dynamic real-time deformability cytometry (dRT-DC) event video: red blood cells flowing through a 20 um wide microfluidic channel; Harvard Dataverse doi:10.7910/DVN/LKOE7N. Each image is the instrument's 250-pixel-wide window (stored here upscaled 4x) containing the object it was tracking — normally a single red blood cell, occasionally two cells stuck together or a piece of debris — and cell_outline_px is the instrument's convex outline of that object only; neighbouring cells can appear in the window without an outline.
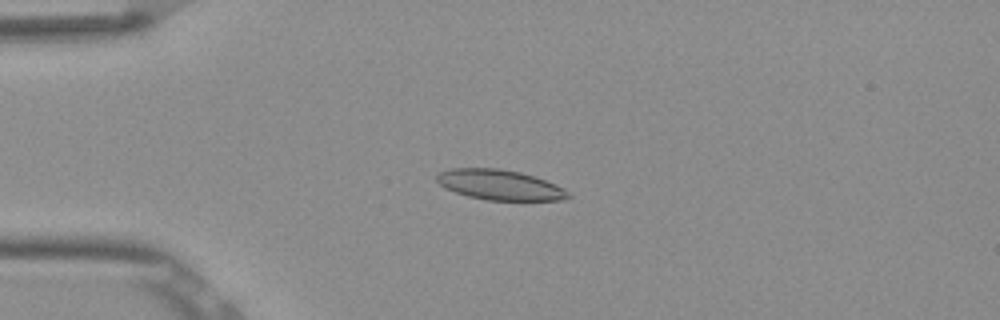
{"species": "Egyptian fruit bat (a non-hibernating species)", "species_latin": "Rousettus aegyptiacus", "temperature_condition": "room temperature", "stored_images_in_passage": 53, "camera_frame_rate_fps": 3000, "um_per_image_px": 0.085, "frame": {"image": 1, "passage_image": 14, "time_ms": 4.333, "image_size_px": [1000, 320], "cell_outline_px": [[572, 196], [564, 200], [488, 200], [468, 196], [444, 188], [436, 180], [436, 176], [440, 172], [452, 168], [500, 168], [520, 172], [536, 176], [556, 184], [564, 188]], "centroid_in_image_um": [42.51, 15.71], "position_along_channel_um": 42.5, "area_um2": 23.24}}
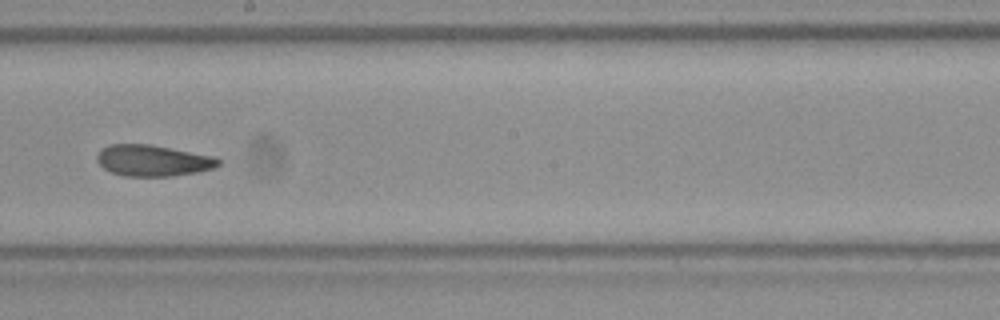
{"frame": {"image": 2, "passage_image": 31, "time_ms": 10.0, "image_size_px": [1000, 320], "cell_outline_px": [[220, 164], [212, 168], [196, 172], [168, 176], [124, 176], [112, 172], [104, 168], [96, 160], [96, 156], [100, 148], [108, 144], [148, 144], [212, 156], [220, 160]], "centroid_in_image_um": [12.92, 13.64], "position_along_channel_um": 235.3, "area_um2": 21.85}}
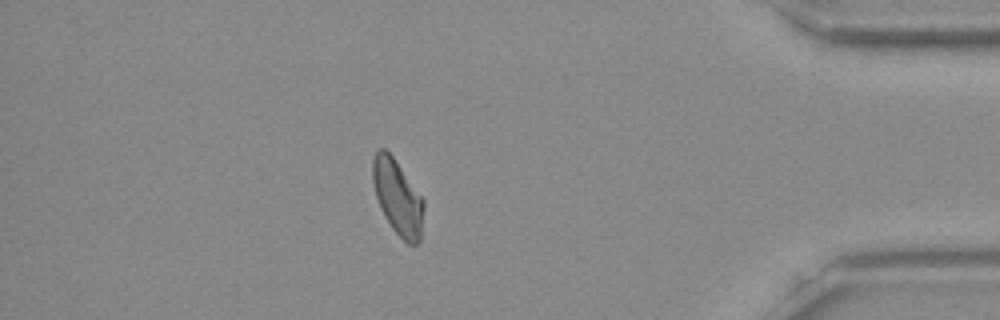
{"frame": {"image": 3, "passage_image": 47, "time_ms": 15.333, "image_size_px": [1000, 320], "cell_outline_px": [[424, 208], [420, 240], [416, 244], [408, 244], [392, 228], [384, 216], [380, 208], [376, 196], [372, 180], [372, 160], [376, 152], [380, 148], [384, 148], [392, 156], [424, 200]], "centroid_in_image_um": [33.79, 16.77], "position_along_channel_um": 401.4, "area_um2": 22.02}, "authors_computed_cell_mechanics": {"area_um2": 22.542, "velocity_mm_per_s": 3.8497, "shape_relaxation_time_tau1_ms": null, "shape_relaxation_time_tau2_ms": 3.2095, "deformation_change_tau1": null, "deformation_change_tau2": 0.1002}}